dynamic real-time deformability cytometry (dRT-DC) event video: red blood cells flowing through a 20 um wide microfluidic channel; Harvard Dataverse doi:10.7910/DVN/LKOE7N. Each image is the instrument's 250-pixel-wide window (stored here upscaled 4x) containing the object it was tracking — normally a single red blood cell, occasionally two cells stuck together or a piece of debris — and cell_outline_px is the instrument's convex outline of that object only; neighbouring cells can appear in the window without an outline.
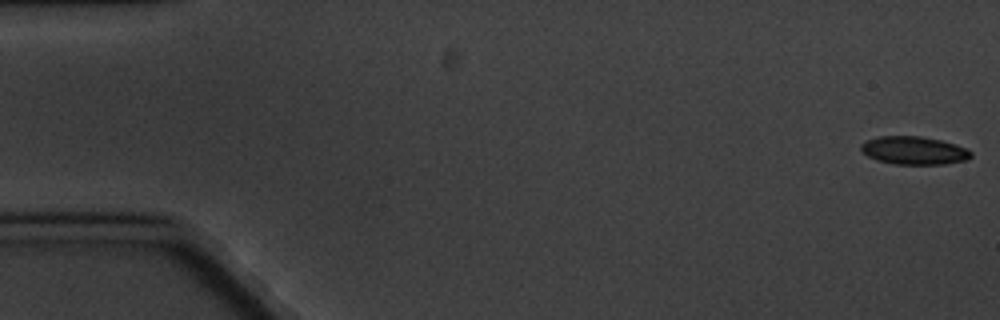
{"species": "common noctule bat (a hibernating species)", "species_latin": "Nyctalus noctula", "temperature_condition": "cold", "stored_images_in_passage": 5, "camera_frame_rate_fps": 3000, "um_per_image_px": 0.085, "animal": {"sex": "male", "body_mass_g": 20.1, "forearm_length_mm": 53.5}, "frame": {"image": 1, "passage_image": 1, "time_ms": 0.0, "image_size_px": [1000, 320], "cell_outline_px": [[972, 156], [968, 160], [944, 164], [896, 164], [876, 160], [868, 156], [860, 148], [860, 144], [868, 140], [880, 136], [920, 136], [940, 140], [956, 144], [972, 152]], "centroid_in_image_um": [77.7, 12.79], "position_along_channel_um": 7.3, "area_um2": 17.92}}